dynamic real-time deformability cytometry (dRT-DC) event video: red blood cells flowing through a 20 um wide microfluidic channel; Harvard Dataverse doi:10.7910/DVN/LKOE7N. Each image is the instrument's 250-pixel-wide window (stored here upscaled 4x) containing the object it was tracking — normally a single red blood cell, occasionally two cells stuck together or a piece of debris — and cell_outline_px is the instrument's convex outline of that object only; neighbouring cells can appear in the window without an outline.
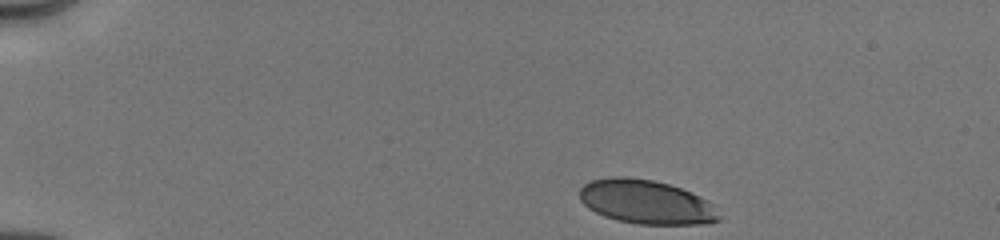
{"species": "human", "species_latin": "Homo sapiens", "temperature_condition": "cold", "stored_images_in_passage": 47, "camera_frame_rate_fps": 3000, "um_per_image_px": 0.085, "donor": {"sex": "male"}, "frame": {"image": 1, "passage_image": 1, "time_ms": 0.0, "image_size_px": [1000, 240], "cell_outline_px": [[720, 220], [704, 224], [636, 224], [616, 220], [604, 216], [588, 208], [580, 200], [580, 188], [584, 184], [592, 180], [612, 176], [624, 176], [652, 180], [668, 184], [680, 188], [700, 196], [708, 200], [712, 204], [720, 216]], "centroid_in_image_um": [54.91, 17.17], "position_along_channel_um": 30.1, "area_um2": 35.78}}
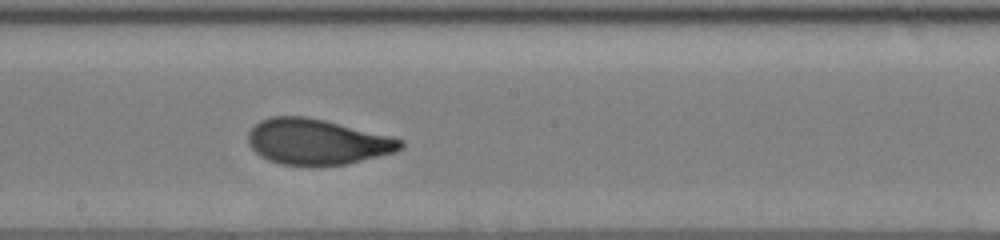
{"frame": {"image": 2, "passage_image": 22, "time_ms": 7.0, "image_size_px": [1000, 240], "cell_outline_px": [[404, 148], [396, 152], [348, 164], [280, 164], [268, 160], [260, 156], [248, 144], [248, 132], [260, 120], [268, 116], [308, 116], [392, 136], [404, 140]], "centroid_in_image_um": [26.97, 12.03], "position_along_channel_um": 221.2, "area_um2": 40.52}}
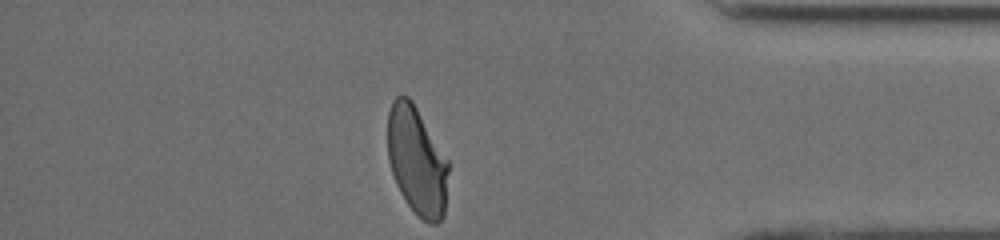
{"frame": {"image": 3, "passage_image": 45, "time_ms": 12.0, "image_size_px": [1000, 240], "cell_outline_px": [[448, 172], [444, 216], [436, 224], [428, 224], [408, 204], [400, 192], [396, 184], [388, 160], [388, 112], [392, 100], [396, 96], [408, 96], [412, 100], [448, 160]], "centroid_in_image_um": [35.43, 13.66], "position_along_channel_um": 399.8, "area_um2": 38.15}, "authors_computed_cell_mechanics": {"area_um2": 39.5352, "velocity_mm_per_s": 4.0097, "shape_relaxation_time_tau1_ms": 3.7341, "shape_relaxation_time_tau2_ms": null, "deformation_change_tau1": 0.1688, "deformation_change_tau2": null}}